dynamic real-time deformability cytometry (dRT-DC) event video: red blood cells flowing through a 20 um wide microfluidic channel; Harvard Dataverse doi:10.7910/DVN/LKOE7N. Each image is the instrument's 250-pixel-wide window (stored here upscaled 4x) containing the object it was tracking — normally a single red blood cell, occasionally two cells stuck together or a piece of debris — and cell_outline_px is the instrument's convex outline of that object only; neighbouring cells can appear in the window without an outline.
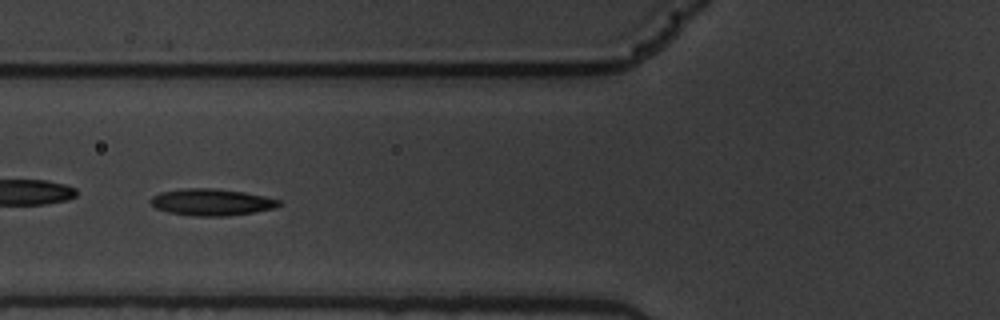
{"species": "common noctule bat (a hibernating species)", "species_latin": "Nyctalus noctula", "temperature_condition": "warm", "stored_images_in_passage": 42, "camera_frame_rate_fps": 3000, "um_per_image_px": 0.085, "animal": {"sex": "male", "body_mass_g": 19.5, "forearm_length_mm": 54.6}, "frame": {"image": 1, "passage_image": 7, "time_ms": 2.0, "image_size_px": [1000, 320], "cell_outline_px": [[284, 204], [276, 208], [256, 212], [224, 216], [192, 216], [168, 212], [156, 208], [148, 200], [152, 196], [160, 192], [184, 188], [212, 188], [244, 192], [264, 196], [280, 200]], "centroid_in_image_um": [18.0, 17.18], "position_along_channel_um": 107.8, "area_um2": 20.17}, "authors_computed_cell_mechanics": {"area_um2": 18.785, "velocity_mm_per_s": 3.5146, "shape_relaxation_time_tau1_ms": 2.9226, "shape_relaxation_time_tau2_ms": 2.2619, "deformation_change_tau1": 0.1305, "deformation_change_tau2": 0.0706}}